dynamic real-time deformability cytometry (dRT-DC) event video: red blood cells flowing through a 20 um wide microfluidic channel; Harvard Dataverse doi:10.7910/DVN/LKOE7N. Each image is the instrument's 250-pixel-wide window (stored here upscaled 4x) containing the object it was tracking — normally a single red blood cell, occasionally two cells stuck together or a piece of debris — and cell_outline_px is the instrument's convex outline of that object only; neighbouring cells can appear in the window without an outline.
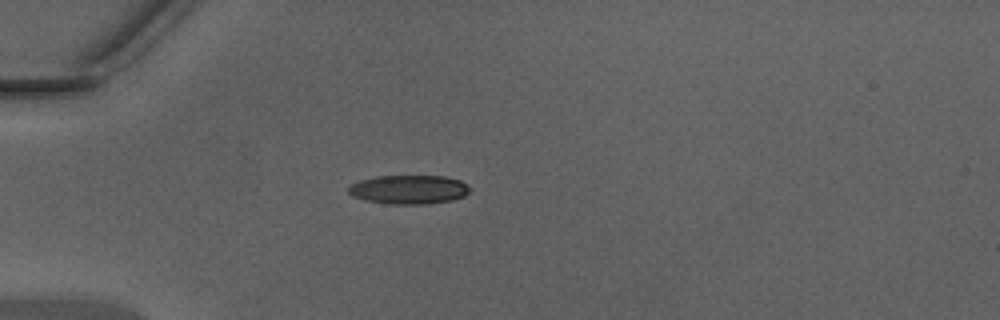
{"species": "Egyptian fruit bat (a non-hibernating species)", "species_latin": "Rousettus aegyptiacus", "temperature_condition": "warm", "stored_images_in_passage": 34, "camera_frame_rate_fps": 3000, "um_per_image_px": 0.085, "animal": {"sex": "male"}, "frame": {"image": 1, "passage_image": 1, "time_ms": 0.0, "image_size_px": [1000, 320], "cell_outline_px": [[468, 192], [464, 196], [452, 200], [424, 204], [388, 204], [364, 200], [352, 196], [348, 192], [348, 188], [352, 184], [360, 180], [376, 176], [444, 176], [460, 180], [468, 188]], "centroid_in_image_um": [34.71, 16.11], "position_along_channel_um": 50.3, "area_um2": 20.35}}
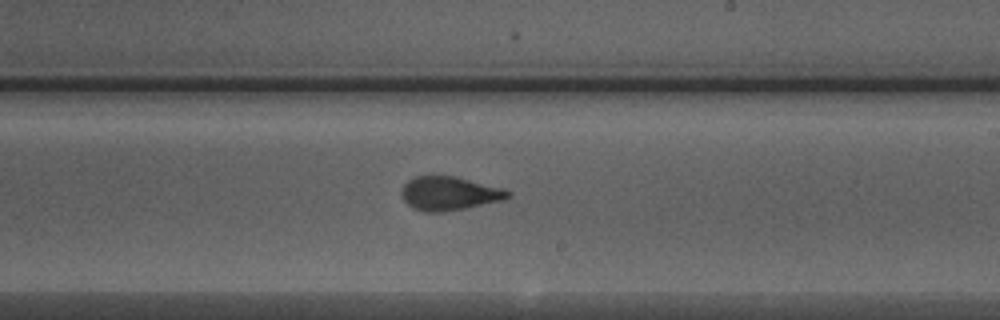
{"frame": {"image": 2, "passage_image": 16, "time_ms": 5.0, "image_size_px": [1000, 320], "cell_outline_px": [[512, 196], [504, 200], [444, 212], [424, 212], [412, 208], [400, 196], [400, 192], [404, 184], [408, 180], [416, 176], [452, 176], [504, 188], [512, 192]], "centroid_in_image_um": [38.18, 16.45], "position_along_channel_um": 250.8, "area_um2": 20.98}}
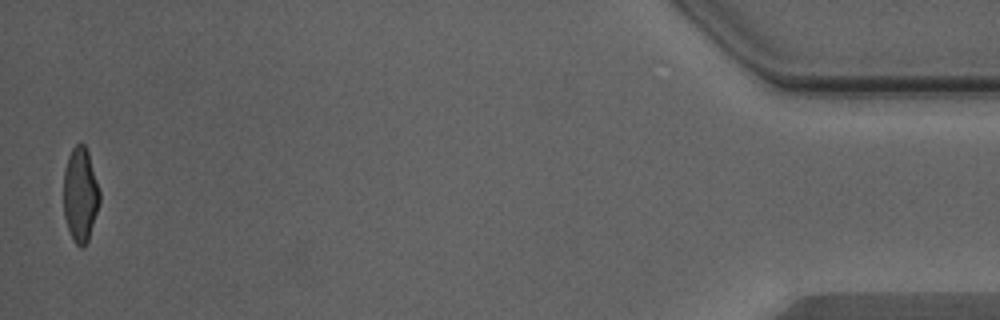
{"frame": {"image": 3, "passage_image": 34, "time_ms": 11.0, "image_size_px": [1000, 320], "cell_outline_px": [[100, 200], [88, 240], [84, 248], [80, 248], [72, 240], [64, 216], [64, 168], [68, 156], [72, 148], [76, 144], [84, 144], [88, 152], [100, 192]], "centroid_in_image_um": [6.82, 16.56], "position_along_channel_um": 428.4, "area_um2": 19.77}, "authors_computed_cell_mechanics": {"area_um2": 21.0103, "velocity_mm_per_s": 4.3952, "shape_relaxation_time_tau1_ms": 3.9402, "shape_relaxation_time_tau2_ms": 1.056, "deformation_change_tau1": 0.1803, "deformation_change_tau2": 0.0702}}